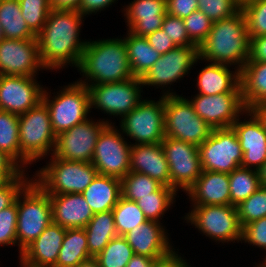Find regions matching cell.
Wrapping results in <instances>:
<instances>
[{"label":"cell","instance_id":"cell-21","mask_svg":"<svg viewBox=\"0 0 266 267\" xmlns=\"http://www.w3.org/2000/svg\"><path fill=\"white\" fill-rule=\"evenodd\" d=\"M66 233V228L51 223L23 251L21 267H54Z\"/></svg>","mask_w":266,"mask_h":267},{"label":"cell","instance_id":"cell-42","mask_svg":"<svg viewBox=\"0 0 266 267\" xmlns=\"http://www.w3.org/2000/svg\"><path fill=\"white\" fill-rule=\"evenodd\" d=\"M241 10L246 18L249 38L266 35V0H255Z\"/></svg>","mask_w":266,"mask_h":267},{"label":"cell","instance_id":"cell-56","mask_svg":"<svg viewBox=\"0 0 266 267\" xmlns=\"http://www.w3.org/2000/svg\"><path fill=\"white\" fill-rule=\"evenodd\" d=\"M248 110L256 116L263 129L266 131V101L257 103Z\"/></svg>","mask_w":266,"mask_h":267},{"label":"cell","instance_id":"cell-6","mask_svg":"<svg viewBox=\"0 0 266 267\" xmlns=\"http://www.w3.org/2000/svg\"><path fill=\"white\" fill-rule=\"evenodd\" d=\"M169 91L163 92L165 137L201 145L210 136L212 128L196 114L189 99Z\"/></svg>","mask_w":266,"mask_h":267},{"label":"cell","instance_id":"cell-36","mask_svg":"<svg viewBox=\"0 0 266 267\" xmlns=\"http://www.w3.org/2000/svg\"><path fill=\"white\" fill-rule=\"evenodd\" d=\"M177 192L171 187L161 185L155 192L149 196L141 197L136 201L139 208L143 211L144 216L149 221L160 222L161 215L172 206Z\"/></svg>","mask_w":266,"mask_h":267},{"label":"cell","instance_id":"cell-61","mask_svg":"<svg viewBox=\"0 0 266 267\" xmlns=\"http://www.w3.org/2000/svg\"><path fill=\"white\" fill-rule=\"evenodd\" d=\"M255 0H234V2L242 9L245 5L254 2Z\"/></svg>","mask_w":266,"mask_h":267},{"label":"cell","instance_id":"cell-46","mask_svg":"<svg viewBox=\"0 0 266 267\" xmlns=\"http://www.w3.org/2000/svg\"><path fill=\"white\" fill-rule=\"evenodd\" d=\"M161 29L176 46H196L188 37L183 19L166 14Z\"/></svg>","mask_w":266,"mask_h":267},{"label":"cell","instance_id":"cell-22","mask_svg":"<svg viewBox=\"0 0 266 267\" xmlns=\"http://www.w3.org/2000/svg\"><path fill=\"white\" fill-rule=\"evenodd\" d=\"M163 227L160 222L147 220L132 228L124 237L134 254L158 259L174 249Z\"/></svg>","mask_w":266,"mask_h":267},{"label":"cell","instance_id":"cell-14","mask_svg":"<svg viewBox=\"0 0 266 267\" xmlns=\"http://www.w3.org/2000/svg\"><path fill=\"white\" fill-rule=\"evenodd\" d=\"M169 165L171 188L187 192L202 174L198 146L165 137L161 142Z\"/></svg>","mask_w":266,"mask_h":267},{"label":"cell","instance_id":"cell-27","mask_svg":"<svg viewBox=\"0 0 266 267\" xmlns=\"http://www.w3.org/2000/svg\"><path fill=\"white\" fill-rule=\"evenodd\" d=\"M228 68L229 65L218 63H209L202 68L197 79L198 94L242 93L240 72L237 69L232 72Z\"/></svg>","mask_w":266,"mask_h":267},{"label":"cell","instance_id":"cell-50","mask_svg":"<svg viewBox=\"0 0 266 267\" xmlns=\"http://www.w3.org/2000/svg\"><path fill=\"white\" fill-rule=\"evenodd\" d=\"M146 39L160 55H163L176 47V45L171 41V38L167 36L166 31L161 28L148 34Z\"/></svg>","mask_w":266,"mask_h":267},{"label":"cell","instance_id":"cell-37","mask_svg":"<svg viewBox=\"0 0 266 267\" xmlns=\"http://www.w3.org/2000/svg\"><path fill=\"white\" fill-rule=\"evenodd\" d=\"M116 233L124 236L132 228L147 221L143 211L135 201L120 197L116 206L112 209Z\"/></svg>","mask_w":266,"mask_h":267},{"label":"cell","instance_id":"cell-31","mask_svg":"<svg viewBox=\"0 0 266 267\" xmlns=\"http://www.w3.org/2000/svg\"><path fill=\"white\" fill-rule=\"evenodd\" d=\"M84 230L89 255L96 257L117 236L112 210L94 214Z\"/></svg>","mask_w":266,"mask_h":267},{"label":"cell","instance_id":"cell-1","mask_svg":"<svg viewBox=\"0 0 266 267\" xmlns=\"http://www.w3.org/2000/svg\"><path fill=\"white\" fill-rule=\"evenodd\" d=\"M84 15L78 10L52 9L42 30L36 35L44 69L78 68L87 41L79 40Z\"/></svg>","mask_w":266,"mask_h":267},{"label":"cell","instance_id":"cell-55","mask_svg":"<svg viewBox=\"0 0 266 267\" xmlns=\"http://www.w3.org/2000/svg\"><path fill=\"white\" fill-rule=\"evenodd\" d=\"M24 169H0V190L6 187Z\"/></svg>","mask_w":266,"mask_h":267},{"label":"cell","instance_id":"cell-39","mask_svg":"<svg viewBox=\"0 0 266 267\" xmlns=\"http://www.w3.org/2000/svg\"><path fill=\"white\" fill-rule=\"evenodd\" d=\"M161 185L148 175L130 171L121 179V197L136 202L141 197L155 192Z\"/></svg>","mask_w":266,"mask_h":267},{"label":"cell","instance_id":"cell-43","mask_svg":"<svg viewBox=\"0 0 266 267\" xmlns=\"http://www.w3.org/2000/svg\"><path fill=\"white\" fill-rule=\"evenodd\" d=\"M183 21L189 39L200 46L206 40L213 21L200 10L193 11Z\"/></svg>","mask_w":266,"mask_h":267},{"label":"cell","instance_id":"cell-12","mask_svg":"<svg viewBox=\"0 0 266 267\" xmlns=\"http://www.w3.org/2000/svg\"><path fill=\"white\" fill-rule=\"evenodd\" d=\"M140 78L122 82L87 86L90 94V108H98L109 115L124 117L142 101Z\"/></svg>","mask_w":266,"mask_h":267},{"label":"cell","instance_id":"cell-19","mask_svg":"<svg viewBox=\"0 0 266 267\" xmlns=\"http://www.w3.org/2000/svg\"><path fill=\"white\" fill-rule=\"evenodd\" d=\"M34 78L0 75V110L21 115L41 102L44 89Z\"/></svg>","mask_w":266,"mask_h":267},{"label":"cell","instance_id":"cell-49","mask_svg":"<svg viewBox=\"0 0 266 267\" xmlns=\"http://www.w3.org/2000/svg\"><path fill=\"white\" fill-rule=\"evenodd\" d=\"M167 1V13L180 17L181 19L186 18L193 11L198 10L197 0H166Z\"/></svg>","mask_w":266,"mask_h":267},{"label":"cell","instance_id":"cell-35","mask_svg":"<svg viewBox=\"0 0 266 267\" xmlns=\"http://www.w3.org/2000/svg\"><path fill=\"white\" fill-rule=\"evenodd\" d=\"M261 186L257 170L239 167L229 174L231 205L237 206Z\"/></svg>","mask_w":266,"mask_h":267},{"label":"cell","instance_id":"cell-60","mask_svg":"<svg viewBox=\"0 0 266 267\" xmlns=\"http://www.w3.org/2000/svg\"><path fill=\"white\" fill-rule=\"evenodd\" d=\"M261 186L266 187V162L258 170Z\"/></svg>","mask_w":266,"mask_h":267},{"label":"cell","instance_id":"cell-45","mask_svg":"<svg viewBox=\"0 0 266 267\" xmlns=\"http://www.w3.org/2000/svg\"><path fill=\"white\" fill-rule=\"evenodd\" d=\"M17 198L9 207L0 211V246L17 244Z\"/></svg>","mask_w":266,"mask_h":267},{"label":"cell","instance_id":"cell-44","mask_svg":"<svg viewBox=\"0 0 266 267\" xmlns=\"http://www.w3.org/2000/svg\"><path fill=\"white\" fill-rule=\"evenodd\" d=\"M197 3L198 10L213 22L230 18L241 10L234 0H197Z\"/></svg>","mask_w":266,"mask_h":267},{"label":"cell","instance_id":"cell-20","mask_svg":"<svg viewBox=\"0 0 266 267\" xmlns=\"http://www.w3.org/2000/svg\"><path fill=\"white\" fill-rule=\"evenodd\" d=\"M244 114L250 116L248 121L240 122L238 118L232 125L243 153L241 167L258 171L266 162V131L251 111L247 109Z\"/></svg>","mask_w":266,"mask_h":267},{"label":"cell","instance_id":"cell-30","mask_svg":"<svg viewBox=\"0 0 266 267\" xmlns=\"http://www.w3.org/2000/svg\"><path fill=\"white\" fill-rule=\"evenodd\" d=\"M127 34L124 42L130 69L135 78L141 79L161 55L154 50L146 37L135 35L129 30Z\"/></svg>","mask_w":266,"mask_h":267},{"label":"cell","instance_id":"cell-54","mask_svg":"<svg viewBox=\"0 0 266 267\" xmlns=\"http://www.w3.org/2000/svg\"><path fill=\"white\" fill-rule=\"evenodd\" d=\"M82 0H49L52 9L77 10Z\"/></svg>","mask_w":266,"mask_h":267},{"label":"cell","instance_id":"cell-32","mask_svg":"<svg viewBox=\"0 0 266 267\" xmlns=\"http://www.w3.org/2000/svg\"><path fill=\"white\" fill-rule=\"evenodd\" d=\"M91 258L84 228H67L54 267H76Z\"/></svg>","mask_w":266,"mask_h":267},{"label":"cell","instance_id":"cell-16","mask_svg":"<svg viewBox=\"0 0 266 267\" xmlns=\"http://www.w3.org/2000/svg\"><path fill=\"white\" fill-rule=\"evenodd\" d=\"M200 60L199 46H176L160 56L151 69L141 78L144 85L168 87L189 74V70ZM159 86V87H158Z\"/></svg>","mask_w":266,"mask_h":267},{"label":"cell","instance_id":"cell-8","mask_svg":"<svg viewBox=\"0 0 266 267\" xmlns=\"http://www.w3.org/2000/svg\"><path fill=\"white\" fill-rule=\"evenodd\" d=\"M20 152L32 163L51 155L56 145V135L51 127L48 108L43 101L19 115ZM52 151V152H51Z\"/></svg>","mask_w":266,"mask_h":267},{"label":"cell","instance_id":"cell-38","mask_svg":"<svg viewBox=\"0 0 266 267\" xmlns=\"http://www.w3.org/2000/svg\"><path fill=\"white\" fill-rule=\"evenodd\" d=\"M134 252L124 236L117 235L95 257L99 267H126Z\"/></svg>","mask_w":266,"mask_h":267},{"label":"cell","instance_id":"cell-63","mask_svg":"<svg viewBox=\"0 0 266 267\" xmlns=\"http://www.w3.org/2000/svg\"><path fill=\"white\" fill-rule=\"evenodd\" d=\"M257 267H266V258L264 259V262H262V264L257 265Z\"/></svg>","mask_w":266,"mask_h":267},{"label":"cell","instance_id":"cell-5","mask_svg":"<svg viewBox=\"0 0 266 267\" xmlns=\"http://www.w3.org/2000/svg\"><path fill=\"white\" fill-rule=\"evenodd\" d=\"M50 162L33 180L48 194L82 193L98 174L91 162L69 161L50 156Z\"/></svg>","mask_w":266,"mask_h":267},{"label":"cell","instance_id":"cell-47","mask_svg":"<svg viewBox=\"0 0 266 267\" xmlns=\"http://www.w3.org/2000/svg\"><path fill=\"white\" fill-rule=\"evenodd\" d=\"M242 241L266 250V217L250 222L242 229Z\"/></svg>","mask_w":266,"mask_h":267},{"label":"cell","instance_id":"cell-34","mask_svg":"<svg viewBox=\"0 0 266 267\" xmlns=\"http://www.w3.org/2000/svg\"><path fill=\"white\" fill-rule=\"evenodd\" d=\"M0 25L4 38H36V35L29 29L21 14V7L18 0H2L0 3Z\"/></svg>","mask_w":266,"mask_h":267},{"label":"cell","instance_id":"cell-29","mask_svg":"<svg viewBox=\"0 0 266 267\" xmlns=\"http://www.w3.org/2000/svg\"><path fill=\"white\" fill-rule=\"evenodd\" d=\"M240 85L246 109L266 101V62H246L240 71Z\"/></svg>","mask_w":266,"mask_h":267},{"label":"cell","instance_id":"cell-3","mask_svg":"<svg viewBox=\"0 0 266 267\" xmlns=\"http://www.w3.org/2000/svg\"><path fill=\"white\" fill-rule=\"evenodd\" d=\"M84 80L78 81L86 86L122 82L134 78L127 56L124 39H101L88 41L83 50L78 69ZM89 81H93L89 83Z\"/></svg>","mask_w":266,"mask_h":267},{"label":"cell","instance_id":"cell-51","mask_svg":"<svg viewBox=\"0 0 266 267\" xmlns=\"http://www.w3.org/2000/svg\"><path fill=\"white\" fill-rule=\"evenodd\" d=\"M247 62H266V35L250 39V57Z\"/></svg>","mask_w":266,"mask_h":267},{"label":"cell","instance_id":"cell-57","mask_svg":"<svg viewBox=\"0 0 266 267\" xmlns=\"http://www.w3.org/2000/svg\"><path fill=\"white\" fill-rule=\"evenodd\" d=\"M154 260L153 258L134 254L126 267H153Z\"/></svg>","mask_w":266,"mask_h":267},{"label":"cell","instance_id":"cell-53","mask_svg":"<svg viewBox=\"0 0 266 267\" xmlns=\"http://www.w3.org/2000/svg\"><path fill=\"white\" fill-rule=\"evenodd\" d=\"M153 267H191V265L189 266L186 260L172 250L167 255L155 259L153 262Z\"/></svg>","mask_w":266,"mask_h":267},{"label":"cell","instance_id":"cell-28","mask_svg":"<svg viewBox=\"0 0 266 267\" xmlns=\"http://www.w3.org/2000/svg\"><path fill=\"white\" fill-rule=\"evenodd\" d=\"M81 194L94 214L110 211L121 197V180L97 174Z\"/></svg>","mask_w":266,"mask_h":267},{"label":"cell","instance_id":"cell-58","mask_svg":"<svg viewBox=\"0 0 266 267\" xmlns=\"http://www.w3.org/2000/svg\"><path fill=\"white\" fill-rule=\"evenodd\" d=\"M0 169H21L9 156L0 151Z\"/></svg>","mask_w":266,"mask_h":267},{"label":"cell","instance_id":"cell-26","mask_svg":"<svg viewBox=\"0 0 266 267\" xmlns=\"http://www.w3.org/2000/svg\"><path fill=\"white\" fill-rule=\"evenodd\" d=\"M186 193L192 205H229L231 204L229 174L203 170Z\"/></svg>","mask_w":266,"mask_h":267},{"label":"cell","instance_id":"cell-41","mask_svg":"<svg viewBox=\"0 0 266 267\" xmlns=\"http://www.w3.org/2000/svg\"><path fill=\"white\" fill-rule=\"evenodd\" d=\"M21 14L29 29L37 35L47 20L52 10L49 0H18Z\"/></svg>","mask_w":266,"mask_h":267},{"label":"cell","instance_id":"cell-59","mask_svg":"<svg viewBox=\"0 0 266 267\" xmlns=\"http://www.w3.org/2000/svg\"><path fill=\"white\" fill-rule=\"evenodd\" d=\"M76 267H99V264L95 257H91L87 260L82 261Z\"/></svg>","mask_w":266,"mask_h":267},{"label":"cell","instance_id":"cell-7","mask_svg":"<svg viewBox=\"0 0 266 267\" xmlns=\"http://www.w3.org/2000/svg\"><path fill=\"white\" fill-rule=\"evenodd\" d=\"M50 100L49 93L44 90L42 101L48 108L51 127L56 136L87 120L90 111V94L88 87L78 81L64 86ZM49 95V96H48Z\"/></svg>","mask_w":266,"mask_h":267},{"label":"cell","instance_id":"cell-40","mask_svg":"<svg viewBox=\"0 0 266 267\" xmlns=\"http://www.w3.org/2000/svg\"><path fill=\"white\" fill-rule=\"evenodd\" d=\"M236 208L242 228L250 222L266 217V187L260 186Z\"/></svg>","mask_w":266,"mask_h":267},{"label":"cell","instance_id":"cell-11","mask_svg":"<svg viewBox=\"0 0 266 267\" xmlns=\"http://www.w3.org/2000/svg\"><path fill=\"white\" fill-rule=\"evenodd\" d=\"M165 95L159 101L143 99L136 108L121 118V132L135 140L133 144L161 143L164 131Z\"/></svg>","mask_w":266,"mask_h":267},{"label":"cell","instance_id":"cell-25","mask_svg":"<svg viewBox=\"0 0 266 267\" xmlns=\"http://www.w3.org/2000/svg\"><path fill=\"white\" fill-rule=\"evenodd\" d=\"M130 171L148 175L171 187L169 165L161 143L131 144Z\"/></svg>","mask_w":266,"mask_h":267},{"label":"cell","instance_id":"cell-18","mask_svg":"<svg viewBox=\"0 0 266 267\" xmlns=\"http://www.w3.org/2000/svg\"><path fill=\"white\" fill-rule=\"evenodd\" d=\"M40 68L44 69L37 38L0 41V75L35 77Z\"/></svg>","mask_w":266,"mask_h":267},{"label":"cell","instance_id":"cell-10","mask_svg":"<svg viewBox=\"0 0 266 267\" xmlns=\"http://www.w3.org/2000/svg\"><path fill=\"white\" fill-rule=\"evenodd\" d=\"M202 170L230 174L241 166L243 153L232 127L212 129L210 136L198 146Z\"/></svg>","mask_w":266,"mask_h":267},{"label":"cell","instance_id":"cell-24","mask_svg":"<svg viewBox=\"0 0 266 267\" xmlns=\"http://www.w3.org/2000/svg\"><path fill=\"white\" fill-rule=\"evenodd\" d=\"M52 222L63 228H85L94 216L81 193L49 194Z\"/></svg>","mask_w":266,"mask_h":267},{"label":"cell","instance_id":"cell-33","mask_svg":"<svg viewBox=\"0 0 266 267\" xmlns=\"http://www.w3.org/2000/svg\"><path fill=\"white\" fill-rule=\"evenodd\" d=\"M0 151L9 156L20 168H26L28 166L24 165L31 164L20 152L19 115L3 110H0Z\"/></svg>","mask_w":266,"mask_h":267},{"label":"cell","instance_id":"cell-15","mask_svg":"<svg viewBox=\"0 0 266 267\" xmlns=\"http://www.w3.org/2000/svg\"><path fill=\"white\" fill-rule=\"evenodd\" d=\"M108 124L111 123L107 120L87 119L59 134L53 155L63 160L91 162L98 136Z\"/></svg>","mask_w":266,"mask_h":267},{"label":"cell","instance_id":"cell-52","mask_svg":"<svg viewBox=\"0 0 266 267\" xmlns=\"http://www.w3.org/2000/svg\"><path fill=\"white\" fill-rule=\"evenodd\" d=\"M115 1L116 0H82L77 10L84 16L92 13L96 14L99 10H104V8L115 3Z\"/></svg>","mask_w":266,"mask_h":267},{"label":"cell","instance_id":"cell-9","mask_svg":"<svg viewBox=\"0 0 266 267\" xmlns=\"http://www.w3.org/2000/svg\"><path fill=\"white\" fill-rule=\"evenodd\" d=\"M185 220L207 237L220 242L242 240V227L237 208L229 205H193Z\"/></svg>","mask_w":266,"mask_h":267},{"label":"cell","instance_id":"cell-13","mask_svg":"<svg viewBox=\"0 0 266 267\" xmlns=\"http://www.w3.org/2000/svg\"><path fill=\"white\" fill-rule=\"evenodd\" d=\"M108 124L99 134L91 163L99 175L122 179L130 172L131 144Z\"/></svg>","mask_w":266,"mask_h":267},{"label":"cell","instance_id":"cell-4","mask_svg":"<svg viewBox=\"0 0 266 267\" xmlns=\"http://www.w3.org/2000/svg\"><path fill=\"white\" fill-rule=\"evenodd\" d=\"M17 211L16 236L21 255L52 223L49 194L32 179L17 196Z\"/></svg>","mask_w":266,"mask_h":267},{"label":"cell","instance_id":"cell-23","mask_svg":"<svg viewBox=\"0 0 266 267\" xmlns=\"http://www.w3.org/2000/svg\"><path fill=\"white\" fill-rule=\"evenodd\" d=\"M123 10L129 31L146 37L161 28L167 14V1L134 0Z\"/></svg>","mask_w":266,"mask_h":267},{"label":"cell","instance_id":"cell-17","mask_svg":"<svg viewBox=\"0 0 266 267\" xmlns=\"http://www.w3.org/2000/svg\"><path fill=\"white\" fill-rule=\"evenodd\" d=\"M189 101L196 114L212 129L232 127L247 110L242 93L197 94Z\"/></svg>","mask_w":266,"mask_h":267},{"label":"cell","instance_id":"cell-48","mask_svg":"<svg viewBox=\"0 0 266 267\" xmlns=\"http://www.w3.org/2000/svg\"><path fill=\"white\" fill-rule=\"evenodd\" d=\"M24 174L25 170L0 190V211L12 205L16 201L18 194L32 180L28 179Z\"/></svg>","mask_w":266,"mask_h":267},{"label":"cell","instance_id":"cell-2","mask_svg":"<svg viewBox=\"0 0 266 267\" xmlns=\"http://www.w3.org/2000/svg\"><path fill=\"white\" fill-rule=\"evenodd\" d=\"M199 53L201 60L237 65L240 72L250 57V38L243 11L213 22L206 40L199 46Z\"/></svg>","mask_w":266,"mask_h":267},{"label":"cell","instance_id":"cell-62","mask_svg":"<svg viewBox=\"0 0 266 267\" xmlns=\"http://www.w3.org/2000/svg\"><path fill=\"white\" fill-rule=\"evenodd\" d=\"M3 39H4L3 30H2V27L0 25V41Z\"/></svg>","mask_w":266,"mask_h":267}]
</instances>
